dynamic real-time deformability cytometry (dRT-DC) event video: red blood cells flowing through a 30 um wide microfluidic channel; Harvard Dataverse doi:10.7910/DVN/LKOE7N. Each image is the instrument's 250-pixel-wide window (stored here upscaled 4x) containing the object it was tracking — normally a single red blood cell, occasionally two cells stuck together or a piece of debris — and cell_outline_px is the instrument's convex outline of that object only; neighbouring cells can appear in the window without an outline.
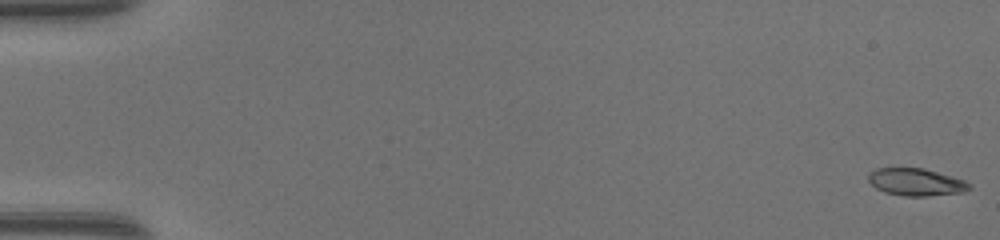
{"species": "common noctule bat (a hibernating species)", "species_latin": "Nyctalus noctula", "temperature_condition": "warm", "stored_images_in_passage": 49, "camera_frame_rate_fps": 3000, "um_per_image_px": 0.085, "animal": {"sex": "female", "body_mass_g": 17.0, "forearm_length_mm": 48.0}, "frame": {"image": 1, "passage_image": 1, "time_ms": 0.0, "image_size_px": [1000, 240], "cell_outline_px": [[972, 188], [964, 192], [928, 196], [904, 196], [884, 192], [876, 188], [868, 180], [868, 176], [876, 168], [924, 168], [964, 180], [972, 184]], "centroid_in_image_um": [77.89, 15.48], "position_along_channel_um": 7.1, "area_um2": 16.07}}
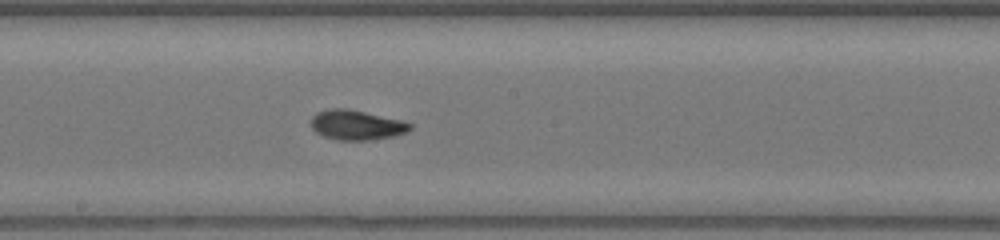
{"frame": {"image": 2, "passage_image": 28, "time_ms": 9.0, "image_size_px": [1000, 240], "cell_outline_px": [[412, 128], [404, 132], [392, 136], [368, 140], [336, 140], [324, 136], [316, 132], [312, 128], [312, 116], [316, 112], [328, 108], [348, 108], [400, 120], [412, 124]], "centroid_in_image_um": [30.25, 10.61], "position_along_channel_um": 217.9, "area_um2": 17.05}}
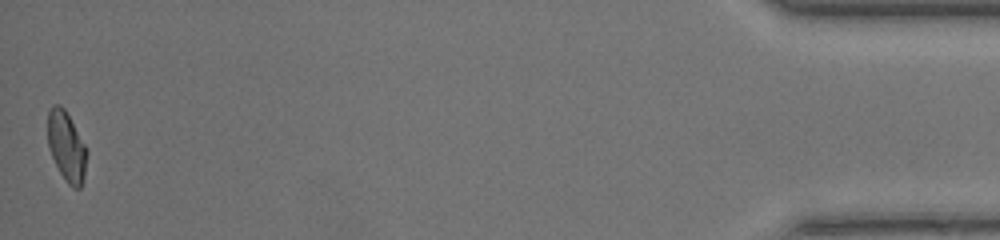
{"frame": {"image": 3, "passage_image": 49, "time_ms": 16.0, "image_size_px": [1000, 240], "cell_outline_px": [[88, 152], [84, 176], [80, 188], [72, 188], [68, 184], [60, 172], [48, 148], [48, 112], [52, 104], [60, 104], [64, 108], [88, 148]], "centroid_in_image_um": [5.67, 12.43], "position_along_channel_um": 429.5, "area_um2": 16.01}, "authors_computed_cell_mechanics": {"area_um2": 16.5308, "velocity_mm_per_s": 4.3382, "shape_relaxation_time_tau1_ms": 4.3974, "shape_relaxation_time_tau2_ms": 1.7352, "deformation_change_tau1": 0.1715, "deformation_change_tau2": 0.0735}}